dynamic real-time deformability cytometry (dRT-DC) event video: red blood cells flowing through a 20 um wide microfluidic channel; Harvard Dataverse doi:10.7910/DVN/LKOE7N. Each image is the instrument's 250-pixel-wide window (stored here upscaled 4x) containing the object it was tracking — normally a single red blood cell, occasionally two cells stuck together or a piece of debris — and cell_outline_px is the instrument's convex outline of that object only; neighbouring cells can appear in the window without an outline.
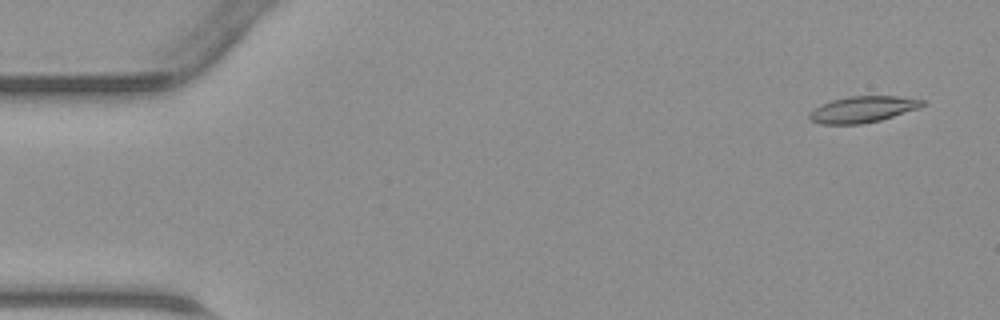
{"species": "common noctule bat (a hibernating species)", "species_latin": "Nyctalus noctula", "temperature_condition": "warm", "stored_images_in_passage": 46, "camera_frame_rate_fps": 3000, "um_per_image_px": 0.085, "animal": {"sex": "male", "body_mass_g": 23.1, "forearm_length_mm": 52.7}, "frame": {"image": 1, "passage_image": 3, "time_ms": 0.667, "image_size_px": [1000, 320], "cell_outline_px": [[924, 104], [920, 108], [880, 120], [860, 124], [820, 124], [812, 120], [808, 116], [808, 112], [820, 104], [832, 100], [848, 96], [896, 96], [924, 100]], "centroid_in_image_um": [73.3, 9.29], "position_along_channel_um": 11.7, "area_um2": 17.28}}
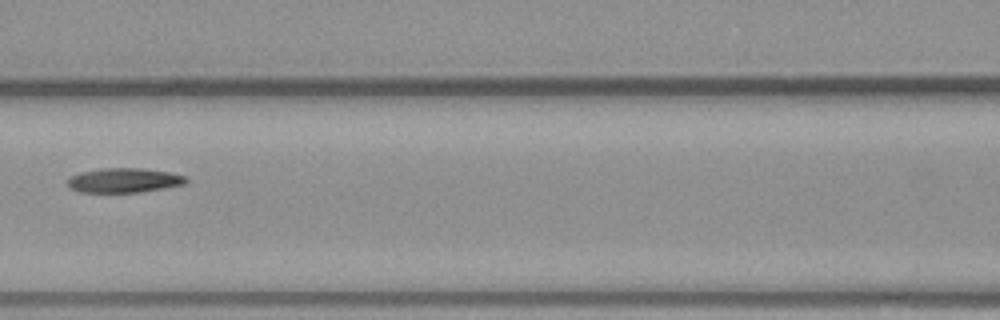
{"frame": {"image": 2, "passage_image": 21, "time_ms": 6.667, "image_size_px": [1000, 320], "cell_outline_px": [[188, 180], [184, 184], [164, 188], [140, 192], [80, 192], [72, 188], [64, 180], [80, 172], [100, 168], [140, 168], [168, 172], [188, 176]], "centroid_in_image_um": [10.54, 15.32], "position_along_channel_um": 156.1, "area_um2": 16.94}}
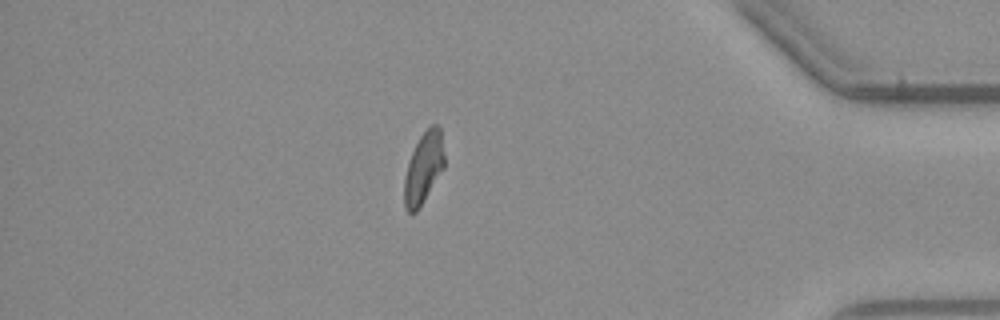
{"frame": {"image": 3, "passage_image": 40, "time_ms": 13.0, "image_size_px": [1000, 320], "cell_outline_px": [[444, 168], [416, 212], [408, 212], [404, 208], [404, 176], [412, 152], [420, 136], [428, 124], [436, 124], [440, 128], [444, 156]], "centroid_in_image_um": [36.0, 14.25], "position_along_channel_um": 399.2, "area_um2": 16.53}}